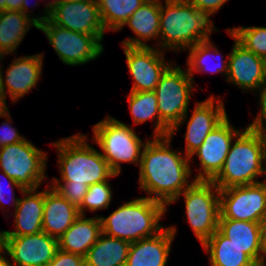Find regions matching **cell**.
<instances>
[{"instance_id":"37","label":"cell","mask_w":266,"mask_h":266,"mask_svg":"<svg viewBox=\"0 0 266 266\" xmlns=\"http://www.w3.org/2000/svg\"><path fill=\"white\" fill-rule=\"evenodd\" d=\"M3 174V177H5V179L8 181L7 183L9 184V189L7 190V193L10 194V201H12L13 203V207L14 209H16L17 205H18V201H19V198H16L15 196V192H14V188H17L21 193L25 190L20 184H18L16 181H14L12 178H10L9 176H7L4 172H2ZM2 176V175H1ZM4 179V178H3ZM6 183V182H5ZM5 184L2 182V180H0V207H1V210L3 208V206H5V203L8 201V197H7V193H5ZM7 199V200H6ZM9 203V202H8Z\"/></svg>"},{"instance_id":"33","label":"cell","mask_w":266,"mask_h":266,"mask_svg":"<svg viewBox=\"0 0 266 266\" xmlns=\"http://www.w3.org/2000/svg\"><path fill=\"white\" fill-rule=\"evenodd\" d=\"M58 193L70 203L79 208L87 193L89 185H51Z\"/></svg>"},{"instance_id":"27","label":"cell","mask_w":266,"mask_h":266,"mask_svg":"<svg viewBox=\"0 0 266 266\" xmlns=\"http://www.w3.org/2000/svg\"><path fill=\"white\" fill-rule=\"evenodd\" d=\"M38 24L21 11L0 12V50L6 55H14L31 27Z\"/></svg>"},{"instance_id":"38","label":"cell","mask_w":266,"mask_h":266,"mask_svg":"<svg viewBox=\"0 0 266 266\" xmlns=\"http://www.w3.org/2000/svg\"><path fill=\"white\" fill-rule=\"evenodd\" d=\"M229 0H192V4L200 9L211 11L213 14L218 12Z\"/></svg>"},{"instance_id":"47","label":"cell","mask_w":266,"mask_h":266,"mask_svg":"<svg viewBox=\"0 0 266 266\" xmlns=\"http://www.w3.org/2000/svg\"><path fill=\"white\" fill-rule=\"evenodd\" d=\"M262 176H263L262 178H264L263 179L264 181H262L261 183L266 188V165H265L264 172H263V175Z\"/></svg>"},{"instance_id":"3","label":"cell","mask_w":266,"mask_h":266,"mask_svg":"<svg viewBox=\"0 0 266 266\" xmlns=\"http://www.w3.org/2000/svg\"><path fill=\"white\" fill-rule=\"evenodd\" d=\"M87 135L74 134L53 142L58 153L60 179L54 177L52 185H92L117 177L101 152L87 143Z\"/></svg>"},{"instance_id":"45","label":"cell","mask_w":266,"mask_h":266,"mask_svg":"<svg viewBox=\"0 0 266 266\" xmlns=\"http://www.w3.org/2000/svg\"><path fill=\"white\" fill-rule=\"evenodd\" d=\"M5 230H0V253L4 251Z\"/></svg>"},{"instance_id":"24","label":"cell","mask_w":266,"mask_h":266,"mask_svg":"<svg viewBox=\"0 0 266 266\" xmlns=\"http://www.w3.org/2000/svg\"><path fill=\"white\" fill-rule=\"evenodd\" d=\"M263 225L256 222L219 219L218 230L258 265Z\"/></svg>"},{"instance_id":"7","label":"cell","mask_w":266,"mask_h":266,"mask_svg":"<svg viewBox=\"0 0 266 266\" xmlns=\"http://www.w3.org/2000/svg\"><path fill=\"white\" fill-rule=\"evenodd\" d=\"M187 69L172 63L160 77L154 90L160 120L170 129L169 136L180 128L188 117L191 93L196 89Z\"/></svg>"},{"instance_id":"28","label":"cell","mask_w":266,"mask_h":266,"mask_svg":"<svg viewBox=\"0 0 266 266\" xmlns=\"http://www.w3.org/2000/svg\"><path fill=\"white\" fill-rule=\"evenodd\" d=\"M127 101L129 102V111L135 125L145 123L151 119L155 124L152 137L169 136L170 129L160 120L157 98L154 91H130Z\"/></svg>"},{"instance_id":"42","label":"cell","mask_w":266,"mask_h":266,"mask_svg":"<svg viewBox=\"0 0 266 266\" xmlns=\"http://www.w3.org/2000/svg\"><path fill=\"white\" fill-rule=\"evenodd\" d=\"M7 103H6V97L4 95L3 89L0 85V114L5 113L8 111Z\"/></svg>"},{"instance_id":"36","label":"cell","mask_w":266,"mask_h":266,"mask_svg":"<svg viewBox=\"0 0 266 266\" xmlns=\"http://www.w3.org/2000/svg\"><path fill=\"white\" fill-rule=\"evenodd\" d=\"M47 266H85V262L84 257L81 255L58 249L54 258Z\"/></svg>"},{"instance_id":"26","label":"cell","mask_w":266,"mask_h":266,"mask_svg":"<svg viewBox=\"0 0 266 266\" xmlns=\"http://www.w3.org/2000/svg\"><path fill=\"white\" fill-rule=\"evenodd\" d=\"M202 248L209 253L211 266H257L242 249L233 244L218 229L202 244Z\"/></svg>"},{"instance_id":"12","label":"cell","mask_w":266,"mask_h":266,"mask_svg":"<svg viewBox=\"0 0 266 266\" xmlns=\"http://www.w3.org/2000/svg\"><path fill=\"white\" fill-rule=\"evenodd\" d=\"M228 116L205 138L202 145L192 154L197 155L200 168L195 181H212L221 171L232 141L242 131L230 124Z\"/></svg>"},{"instance_id":"32","label":"cell","mask_w":266,"mask_h":266,"mask_svg":"<svg viewBox=\"0 0 266 266\" xmlns=\"http://www.w3.org/2000/svg\"><path fill=\"white\" fill-rule=\"evenodd\" d=\"M112 190L108 180L90 185L81 206L78 208L79 214L86 216V210L96 212L97 210L108 209L113 196Z\"/></svg>"},{"instance_id":"9","label":"cell","mask_w":266,"mask_h":266,"mask_svg":"<svg viewBox=\"0 0 266 266\" xmlns=\"http://www.w3.org/2000/svg\"><path fill=\"white\" fill-rule=\"evenodd\" d=\"M46 151L28 139L0 147V169L26 189H38L46 180Z\"/></svg>"},{"instance_id":"19","label":"cell","mask_w":266,"mask_h":266,"mask_svg":"<svg viewBox=\"0 0 266 266\" xmlns=\"http://www.w3.org/2000/svg\"><path fill=\"white\" fill-rule=\"evenodd\" d=\"M176 233L175 226H168L154 236L130 243L125 266H166Z\"/></svg>"},{"instance_id":"23","label":"cell","mask_w":266,"mask_h":266,"mask_svg":"<svg viewBox=\"0 0 266 266\" xmlns=\"http://www.w3.org/2000/svg\"><path fill=\"white\" fill-rule=\"evenodd\" d=\"M101 233L98 215L90 218L80 215L58 239V249L85 257Z\"/></svg>"},{"instance_id":"2","label":"cell","mask_w":266,"mask_h":266,"mask_svg":"<svg viewBox=\"0 0 266 266\" xmlns=\"http://www.w3.org/2000/svg\"><path fill=\"white\" fill-rule=\"evenodd\" d=\"M161 0L159 42L161 50L185 51L210 39L217 31L210 16L211 11L195 7L191 2Z\"/></svg>"},{"instance_id":"18","label":"cell","mask_w":266,"mask_h":266,"mask_svg":"<svg viewBox=\"0 0 266 266\" xmlns=\"http://www.w3.org/2000/svg\"><path fill=\"white\" fill-rule=\"evenodd\" d=\"M44 54L28 55L15 58L5 70V78L0 66V85L6 97L10 96L12 103L29 93L42 75Z\"/></svg>"},{"instance_id":"17","label":"cell","mask_w":266,"mask_h":266,"mask_svg":"<svg viewBox=\"0 0 266 266\" xmlns=\"http://www.w3.org/2000/svg\"><path fill=\"white\" fill-rule=\"evenodd\" d=\"M216 98L212 95L197 102L187 121L184 153L189 158L202 145L207 135L227 117L224 102Z\"/></svg>"},{"instance_id":"25","label":"cell","mask_w":266,"mask_h":266,"mask_svg":"<svg viewBox=\"0 0 266 266\" xmlns=\"http://www.w3.org/2000/svg\"><path fill=\"white\" fill-rule=\"evenodd\" d=\"M130 242L101 233L84 257L85 266H125Z\"/></svg>"},{"instance_id":"39","label":"cell","mask_w":266,"mask_h":266,"mask_svg":"<svg viewBox=\"0 0 266 266\" xmlns=\"http://www.w3.org/2000/svg\"><path fill=\"white\" fill-rule=\"evenodd\" d=\"M28 4H29V1L28 0H23L22 2V5H21V12L23 14H25L26 16L32 18L38 25L44 23L46 20L49 19V15H42V16H38L36 15V17H33V13L31 12L32 10H29L28 8ZM36 5L34 6H37L38 5V2H35ZM30 13H32V16L30 15Z\"/></svg>"},{"instance_id":"1","label":"cell","mask_w":266,"mask_h":266,"mask_svg":"<svg viewBox=\"0 0 266 266\" xmlns=\"http://www.w3.org/2000/svg\"><path fill=\"white\" fill-rule=\"evenodd\" d=\"M171 140L170 136L149 139L139 164V187L166 207L193 183L189 181L192 160L178 149L171 150Z\"/></svg>"},{"instance_id":"11","label":"cell","mask_w":266,"mask_h":266,"mask_svg":"<svg viewBox=\"0 0 266 266\" xmlns=\"http://www.w3.org/2000/svg\"><path fill=\"white\" fill-rule=\"evenodd\" d=\"M266 223V188L261 182L220 190V217Z\"/></svg>"},{"instance_id":"50","label":"cell","mask_w":266,"mask_h":266,"mask_svg":"<svg viewBox=\"0 0 266 266\" xmlns=\"http://www.w3.org/2000/svg\"><path fill=\"white\" fill-rule=\"evenodd\" d=\"M265 84H266V60H265Z\"/></svg>"},{"instance_id":"8","label":"cell","mask_w":266,"mask_h":266,"mask_svg":"<svg viewBox=\"0 0 266 266\" xmlns=\"http://www.w3.org/2000/svg\"><path fill=\"white\" fill-rule=\"evenodd\" d=\"M180 196L184 197L187 221L202 245L218 229L220 217V189L212 181H195Z\"/></svg>"},{"instance_id":"46","label":"cell","mask_w":266,"mask_h":266,"mask_svg":"<svg viewBox=\"0 0 266 266\" xmlns=\"http://www.w3.org/2000/svg\"><path fill=\"white\" fill-rule=\"evenodd\" d=\"M6 10V0H0V12Z\"/></svg>"},{"instance_id":"31","label":"cell","mask_w":266,"mask_h":266,"mask_svg":"<svg viewBox=\"0 0 266 266\" xmlns=\"http://www.w3.org/2000/svg\"><path fill=\"white\" fill-rule=\"evenodd\" d=\"M229 31L247 50L266 60V27L241 26L229 28Z\"/></svg>"},{"instance_id":"16","label":"cell","mask_w":266,"mask_h":266,"mask_svg":"<svg viewBox=\"0 0 266 266\" xmlns=\"http://www.w3.org/2000/svg\"><path fill=\"white\" fill-rule=\"evenodd\" d=\"M233 38L234 45L228 54V74L226 81L232 83L244 92L257 91L265 84V60L241 45L236 37L227 29ZM255 90V91H254Z\"/></svg>"},{"instance_id":"4","label":"cell","mask_w":266,"mask_h":266,"mask_svg":"<svg viewBox=\"0 0 266 266\" xmlns=\"http://www.w3.org/2000/svg\"><path fill=\"white\" fill-rule=\"evenodd\" d=\"M265 165L266 133L242 128L231 143L221 171L212 182L220 190L258 183L261 181L256 178L263 175Z\"/></svg>"},{"instance_id":"6","label":"cell","mask_w":266,"mask_h":266,"mask_svg":"<svg viewBox=\"0 0 266 266\" xmlns=\"http://www.w3.org/2000/svg\"><path fill=\"white\" fill-rule=\"evenodd\" d=\"M92 130L93 144L99 145L102 156L115 174L121 173L120 163L140 164L143 148L149 138L142 142L134 128L111 115L93 125Z\"/></svg>"},{"instance_id":"41","label":"cell","mask_w":266,"mask_h":266,"mask_svg":"<svg viewBox=\"0 0 266 266\" xmlns=\"http://www.w3.org/2000/svg\"><path fill=\"white\" fill-rule=\"evenodd\" d=\"M23 0H6L7 11H21Z\"/></svg>"},{"instance_id":"21","label":"cell","mask_w":266,"mask_h":266,"mask_svg":"<svg viewBox=\"0 0 266 266\" xmlns=\"http://www.w3.org/2000/svg\"><path fill=\"white\" fill-rule=\"evenodd\" d=\"M80 216L78 208L48 185L45 188L42 230L59 239Z\"/></svg>"},{"instance_id":"40","label":"cell","mask_w":266,"mask_h":266,"mask_svg":"<svg viewBox=\"0 0 266 266\" xmlns=\"http://www.w3.org/2000/svg\"><path fill=\"white\" fill-rule=\"evenodd\" d=\"M266 223L263 225L262 239H261V255L257 266H266Z\"/></svg>"},{"instance_id":"13","label":"cell","mask_w":266,"mask_h":266,"mask_svg":"<svg viewBox=\"0 0 266 266\" xmlns=\"http://www.w3.org/2000/svg\"><path fill=\"white\" fill-rule=\"evenodd\" d=\"M126 64L134 83L130 91H154L160 77L172 64L165 61V53L155 46L131 47L123 46ZM168 62V63H167Z\"/></svg>"},{"instance_id":"29","label":"cell","mask_w":266,"mask_h":266,"mask_svg":"<svg viewBox=\"0 0 266 266\" xmlns=\"http://www.w3.org/2000/svg\"><path fill=\"white\" fill-rule=\"evenodd\" d=\"M210 41L211 40H207L197 43L196 45L187 49V51L189 50L186 63V66H189L187 68V72L192 78H194L193 73L195 72L221 73L225 76V78L227 77L228 59L225 60L224 58L223 60V56L221 55L219 49ZM215 56L218 57L215 64L212 66L209 63V59L213 58L214 60Z\"/></svg>"},{"instance_id":"43","label":"cell","mask_w":266,"mask_h":266,"mask_svg":"<svg viewBox=\"0 0 266 266\" xmlns=\"http://www.w3.org/2000/svg\"><path fill=\"white\" fill-rule=\"evenodd\" d=\"M0 266H15L13 263H11V260L6 258V254L4 255V252L0 253Z\"/></svg>"},{"instance_id":"10","label":"cell","mask_w":266,"mask_h":266,"mask_svg":"<svg viewBox=\"0 0 266 266\" xmlns=\"http://www.w3.org/2000/svg\"><path fill=\"white\" fill-rule=\"evenodd\" d=\"M44 32L63 64L78 66L94 61L103 53L101 41L95 35L68 30L46 20L38 26Z\"/></svg>"},{"instance_id":"34","label":"cell","mask_w":266,"mask_h":266,"mask_svg":"<svg viewBox=\"0 0 266 266\" xmlns=\"http://www.w3.org/2000/svg\"><path fill=\"white\" fill-rule=\"evenodd\" d=\"M10 116L11 114L9 110L5 113L0 114L1 118L7 119L4 122H2L0 128V147L10 144H15L25 139L24 136L18 133L16 128L12 127L11 125L12 118Z\"/></svg>"},{"instance_id":"5","label":"cell","mask_w":266,"mask_h":266,"mask_svg":"<svg viewBox=\"0 0 266 266\" xmlns=\"http://www.w3.org/2000/svg\"><path fill=\"white\" fill-rule=\"evenodd\" d=\"M167 207L148 197H140L118 206L108 217L99 216L102 233L130 243L156 235Z\"/></svg>"},{"instance_id":"49","label":"cell","mask_w":266,"mask_h":266,"mask_svg":"<svg viewBox=\"0 0 266 266\" xmlns=\"http://www.w3.org/2000/svg\"><path fill=\"white\" fill-rule=\"evenodd\" d=\"M175 1L192 2V0H175Z\"/></svg>"},{"instance_id":"20","label":"cell","mask_w":266,"mask_h":266,"mask_svg":"<svg viewBox=\"0 0 266 266\" xmlns=\"http://www.w3.org/2000/svg\"><path fill=\"white\" fill-rule=\"evenodd\" d=\"M24 198H19L13 211L14 231H6L5 237H18L39 233L42 230L45 189H26L22 192Z\"/></svg>"},{"instance_id":"30","label":"cell","mask_w":266,"mask_h":266,"mask_svg":"<svg viewBox=\"0 0 266 266\" xmlns=\"http://www.w3.org/2000/svg\"><path fill=\"white\" fill-rule=\"evenodd\" d=\"M103 27L117 31L147 0H96Z\"/></svg>"},{"instance_id":"35","label":"cell","mask_w":266,"mask_h":266,"mask_svg":"<svg viewBox=\"0 0 266 266\" xmlns=\"http://www.w3.org/2000/svg\"><path fill=\"white\" fill-rule=\"evenodd\" d=\"M260 90V91H259ZM257 92L259 93L260 112L247 128L266 133V84H264Z\"/></svg>"},{"instance_id":"44","label":"cell","mask_w":266,"mask_h":266,"mask_svg":"<svg viewBox=\"0 0 266 266\" xmlns=\"http://www.w3.org/2000/svg\"><path fill=\"white\" fill-rule=\"evenodd\" d=\"M56 3H57V0H51V2H48L47 4H45L46 7L44 8L45 10L43 11V13L45 15H49V10L53 8Z\"/></svg>"},{"instance_id":"15","label":"cell","mask_w":266,"mask_h":266,"mask_svg":"<svg viewBox=\"0 0 266 266\" xmlns=\"http://www.w3.org/2000/svg\"><path fill=\"white\" fill-rule=\"evenodd\" d=\"M58 250V239L44 231L36 234L5 237L4 254L15 266H47Z\"/></svg>"},{"instance_id":"14","label":"cell","mask_w":266,"mask_h":266,"mask_svg":"<svg viewBox=\"0 0 266 266\" xmlns=\"http://www.w3.org/2000/svg\"><path fill=\"white\" fill-rule=\"evenodd\" d=\"M48 20L68 30L95 35L101 42L106 32L96 0L56 3Z\"/></svg>"},{"instance_id":"22","label":"cell","mask_w":266,"mask_h":266,"mask_svg":"<svg viewBox=\"0 0 266 266\" xmlns=\"http://www.w3.org/2000/svg\"><path fill=\"white\" fill-rule=\"evenodd\" d=\"M161 0H147L140 6L118 30H122L127 25L136 37H127L121 45L131 47H150L146 44L149 40L159 41Z\"/></svg>"},{"instance_id":"48","label":"cell","mask_w":266,"mask_h":266,"mask_svg":"<svg viewBox=\"0 0 266 266\" xmlns=\"http://www.w3.org/2000/svg\"><path fill=\"white\" fill-rule=\"evenodd\" d=\"M81 0H57V3H64V2H77Z\"/></svg>"}]
</instances>
